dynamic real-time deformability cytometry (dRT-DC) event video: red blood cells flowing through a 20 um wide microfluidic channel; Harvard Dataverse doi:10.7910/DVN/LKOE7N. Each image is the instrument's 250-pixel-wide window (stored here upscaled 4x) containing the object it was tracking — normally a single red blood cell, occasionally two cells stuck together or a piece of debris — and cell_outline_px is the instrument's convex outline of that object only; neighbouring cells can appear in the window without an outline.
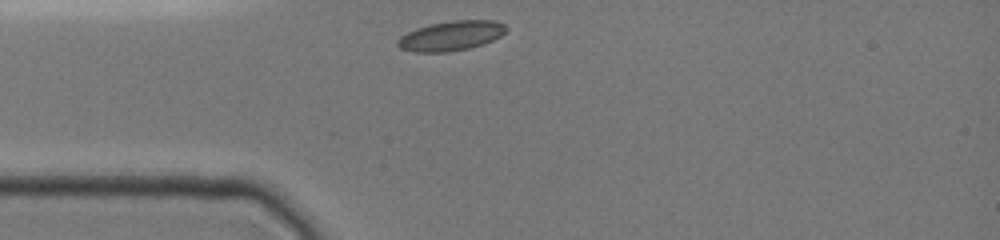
{"species": "common noctule bat (a hibernating species)", "species_latin": "Nyctalus noctula", "temperature_condition": "cold", "stored_images_in_passage": 29, "camera_frame_rate_fps": 3000, "um_per_image_px": 0.085, "animal": {"sex": "female", "body_mass_g": 19.0, "forearm_length_mm": 51.5}, "frame": {"image": 1, "passage_image": 1, "time_ms": 0.0, "image_size_px": [1000, 240], "cell_outline_px": [[508, 28], [500, 36], [484, 44], [468, 48], [448, 52], [416, 52], [400, 48], [396, 44], [396, 40], [400, 36], [416, 28], [428, 24], [452, 20], [492, 20], [504, 24]], "centroid_in_image_um": [38.32, 3.04], "position_along_channel_um": 46.7, "area_um2": 18.84}}
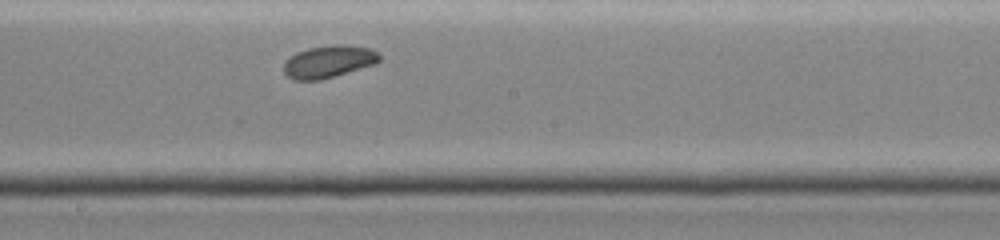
{"frame": {"image": 2, "passage_image": 15, "time_ms": 4.667, "image_size_px": [1000, 240], "cell_outline_px": [[380, 60], [376, 64], [320, 80], [296, 80], [288, 76], [284, 72], [284, 60], [296, 52], [308, 48], [332, 44], [340, 44], [368, 48], [376, 52], [380, 56]], "centroid_in_image_um": [27.91, 5.23], "position_along_channel_um": 220.3, "area_um2": 17.98}}
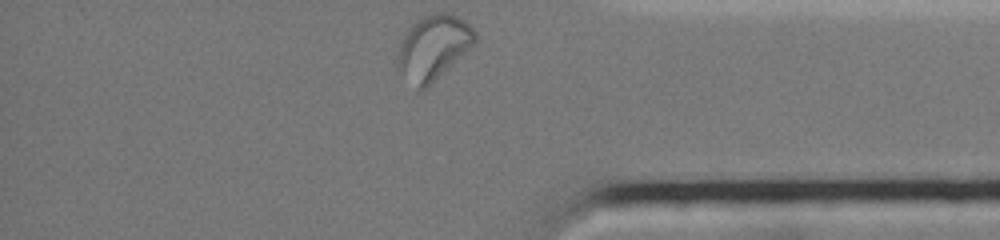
{"frame": {"image": 3, "passage_image": 29, "time_ms": 9.333, "image_size_px": [1000, 240], "cell_outline_px": [[476, 40], [468, 48], [424, 88], [416, 88], [396, 72], [392, 60], [404, 32], [416, 20], [424, 16], [436, 12], [448, 12], [464, 20], [476, 32]], "centroid_in_image_um": [36.69, 4.0], "position_along_channel_um": 398.5, "area_um2": 29.07}, "authors_computed_cell_mechanics": {"area_um2": 18.3804, "velocity_mm_per_s": 3.9229, "shape_relaxation_time_tau1_ms": 4.4122, "shape_relaxation_time_tau2_ms": 6.9972, "deformation_change_tau1": 0.1035, "deformation_change_tau2": 0.0977}}